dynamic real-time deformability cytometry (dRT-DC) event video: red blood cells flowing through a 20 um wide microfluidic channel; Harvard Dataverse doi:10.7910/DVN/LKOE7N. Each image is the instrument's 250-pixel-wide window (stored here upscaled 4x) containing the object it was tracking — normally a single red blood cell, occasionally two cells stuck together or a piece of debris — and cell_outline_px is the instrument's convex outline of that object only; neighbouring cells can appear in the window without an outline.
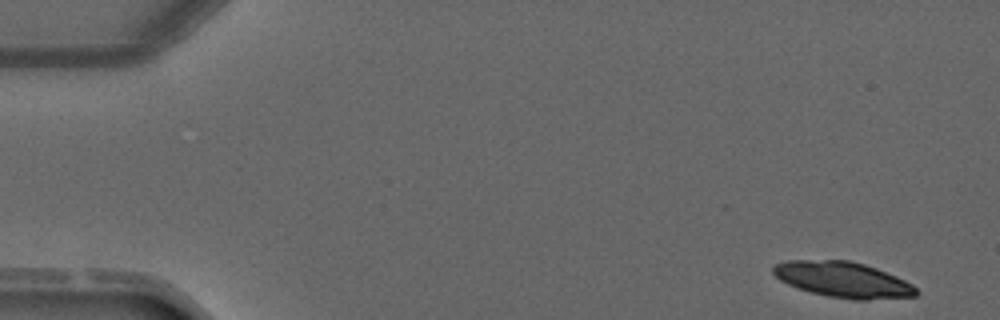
{"species": "common noctule bat (a hibernating species)", "species_latin": "Nyctalus noctula", "temperature_condition": "warm", "stored_images_in_passage": 4, "camera_frame_rate_fps": 3000, "um_per_image_px": 0.085, "animal": {"sex": "male", "forearm_length_mm": 52.5}, "frame": {"image": 1, "passage_image": 1, "time_ms": 0.0, "image_size_px": [1000, 320], "cell_outline_px": [[920, 292], [916, 296], [868, 300], [852, 300], [828, 296], [812, 292], [788, 284], [780, 280], [772, 272], [772, 268], [776, 264], [788, 260], [848, 260], [864, 264], [876, 268], [896, 276], [912, 284]], "centroid_in_image_um": [71.68, 23.77], "position_along_channel_um": 13.3, "area_um2": 29.59}}